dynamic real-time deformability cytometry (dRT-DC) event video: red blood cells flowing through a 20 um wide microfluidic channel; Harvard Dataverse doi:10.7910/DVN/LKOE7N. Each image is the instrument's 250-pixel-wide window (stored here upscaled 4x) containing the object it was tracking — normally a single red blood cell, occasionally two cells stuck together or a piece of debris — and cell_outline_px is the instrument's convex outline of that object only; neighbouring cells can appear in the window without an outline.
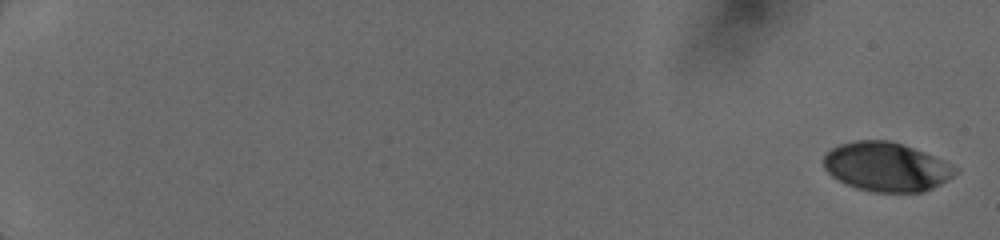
{"species": "human", "species_latin": "Homo sapiens", "temperature_condition": "cold", "stored_images_in_passage": 7, "camera_frame_rate_fps": 3000, "um_per_image_px": 0.085, "donor": {"sex": "female"}, "frame": {"image": 1, "passage_image": 1, "time_ms": 0.0, "image_size_px": [1000, 240], "cell_outline_px": [[960, 172], [948, 180], [924, 192], [872, 192], [856, 188], [832, 176], [824, 168], [824, 156], [832, 148], [840, 144], [856, 140], [888, 140], [924, 152], [944, 160], [960, 168]], "centroid_in_image_um": [75.39, 14.19], "position_along_channel_um": 9.6, "area_um2": 37.63}}
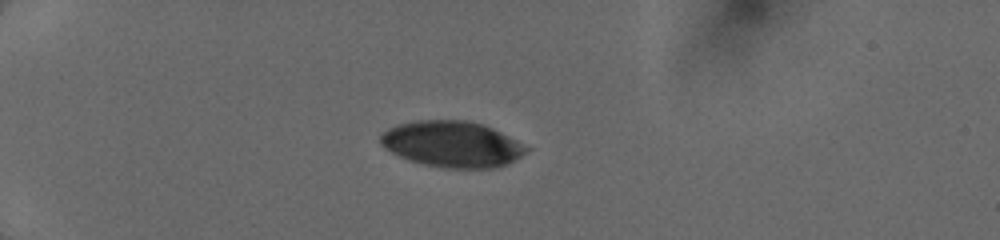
{"frame": {"image": 2, "passage_image": 5, "time_ms": 5.0, "image_size_px": [1000, 240], "cell_outline_px": [[532, 148], [528, 152], [508, 164], [492, 168], [444, 168], [424, 164], [400, 156], [384, 148], [380, 144], [380, 132], [396, 124], [416, 120], [468, 120], [484, 124]], "centroid_in_image_um": [38.43, 12.24], "position_along_channel_um": 46.6, "area_um2": 39.36}}